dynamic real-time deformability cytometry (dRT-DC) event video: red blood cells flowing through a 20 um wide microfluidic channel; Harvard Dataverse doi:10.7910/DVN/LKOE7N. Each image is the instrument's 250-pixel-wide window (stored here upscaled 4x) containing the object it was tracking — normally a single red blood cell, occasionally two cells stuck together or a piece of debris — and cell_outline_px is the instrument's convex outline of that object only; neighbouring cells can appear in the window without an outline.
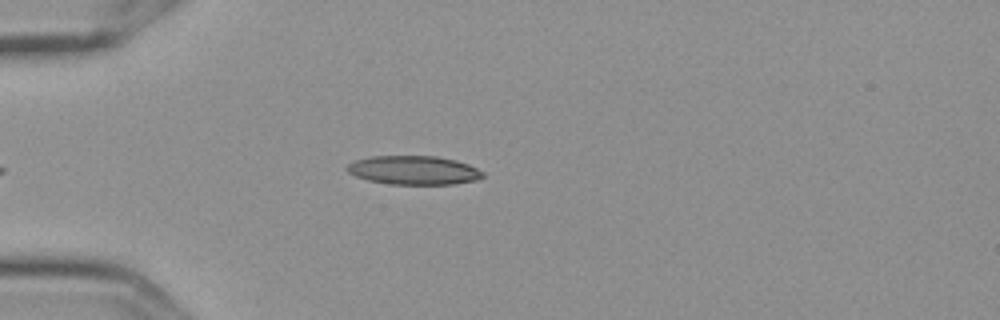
{"species": "Egyptian fruit bat (a non-hibernating species)", "species_latin": "Rousettus aegyptiacus", "temperature_condition": "cold", "stored_images_in_passage": 1, "camera_frame_rate_fps": 3000, "um_per_image_px": 0.085, "frame": {"image": 1, "passage_image": 1, "time_ms": 0.0, "image_size_px": [1000, 320], "cell_outline_px": [[484, 176], [476, 180], [452, 184], [392, 184], [368, 180], [356, 176], [348, 172], [344, 168], [348, 164], [356, 160], [368, 156], [436, 156], [456, 160], [468, 164], [484, 172]], "centroid_in_image_um": [35.15, 14.46], "position_along_channel_um": 49.8, "area_um2": 22.77}}